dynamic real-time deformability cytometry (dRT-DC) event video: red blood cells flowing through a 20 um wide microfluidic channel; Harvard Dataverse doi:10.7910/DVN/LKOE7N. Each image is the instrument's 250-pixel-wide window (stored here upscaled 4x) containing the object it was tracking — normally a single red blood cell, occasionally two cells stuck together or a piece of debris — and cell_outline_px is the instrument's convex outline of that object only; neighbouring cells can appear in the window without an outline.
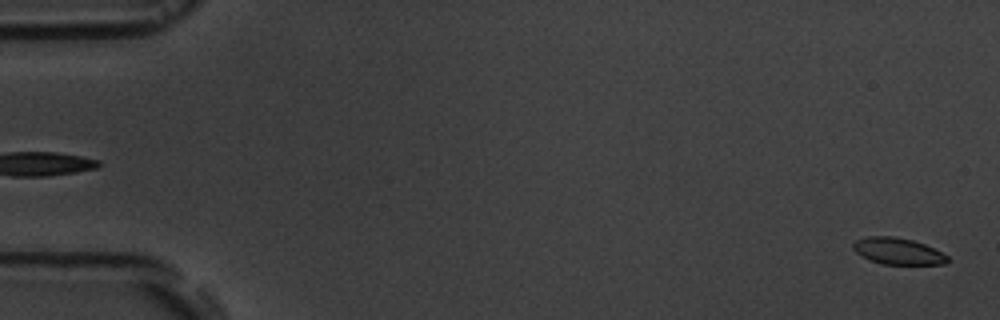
{"species": "common noctule bat (a hibernating species)", "species_latin": "Nyctalus noctula", "temperature_condition": "room temperature", "stored_images_in_passage": 4, "camera_frame_rate_fps": 3000, "um_per_image_px": 0.085, "animal": {"sex": "male", "body_mass_g": 19.5, "forearm_length_mm": 54.6}, "frame": {"image": 1, "passage_image": 4, "time_ms": 3.333, "image_size_px": [1000, 320], "cell_outline_px": [[948, 260], [944, 264], [884, 264], [868, 260], [856, 252], [852, 248], [852, 244], [856, 240], [868, 236], [892, 236], [912, 240], [924, 244], [948, 256]], "centroid_in_image_um": [76.27, 21.35], "position_along_channel_um": 8.7, "area_um2": 14.45}}